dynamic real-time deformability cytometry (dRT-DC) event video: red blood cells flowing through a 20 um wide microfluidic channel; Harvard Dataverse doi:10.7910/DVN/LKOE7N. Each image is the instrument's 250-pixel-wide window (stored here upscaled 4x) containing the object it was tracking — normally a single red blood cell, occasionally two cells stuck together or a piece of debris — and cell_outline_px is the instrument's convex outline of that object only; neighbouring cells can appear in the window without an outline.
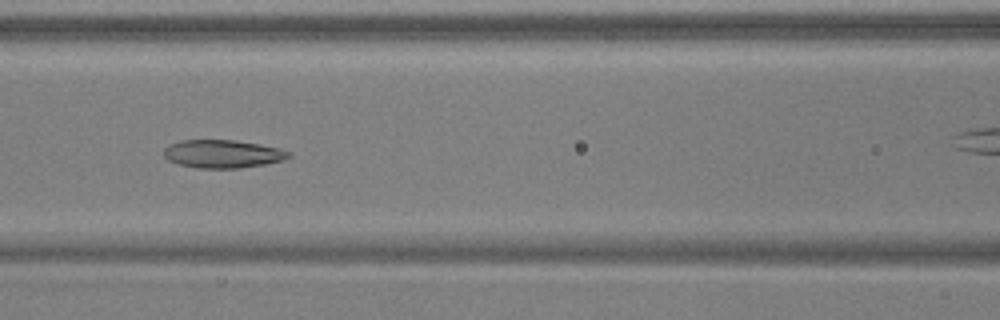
{"species": "common noctule bat (a hibernating species)", "species_latin": "Nyctalus noctula", "temperature_condition": "warm", "stored_images_in_passage": 7, "camera_frame_rate_fps": 3000, "um_per_image_px": 0.085, "animal": {"sex": "male", "body_mass_g": 17.9, "forearm_length_mm": 54.2}, "frame": {"image": 1, "passage_image": 4, "time_ms": 1.0, "image_size_px": [1000, 320], "cell_outline_px": [[292, 156], [284, 160], [264, 164], [240, 168], [196, 168], [180, 164], [168, 160], [164, 156], [164, 148], [168, 144], [180, 140], [236, 140], [260, 144], [280, 148], [292, 152]], "centroid_in_image_um": [18.95, 13.07], "position_along_channel_um": 147.7, "area_um2": 20.63}}